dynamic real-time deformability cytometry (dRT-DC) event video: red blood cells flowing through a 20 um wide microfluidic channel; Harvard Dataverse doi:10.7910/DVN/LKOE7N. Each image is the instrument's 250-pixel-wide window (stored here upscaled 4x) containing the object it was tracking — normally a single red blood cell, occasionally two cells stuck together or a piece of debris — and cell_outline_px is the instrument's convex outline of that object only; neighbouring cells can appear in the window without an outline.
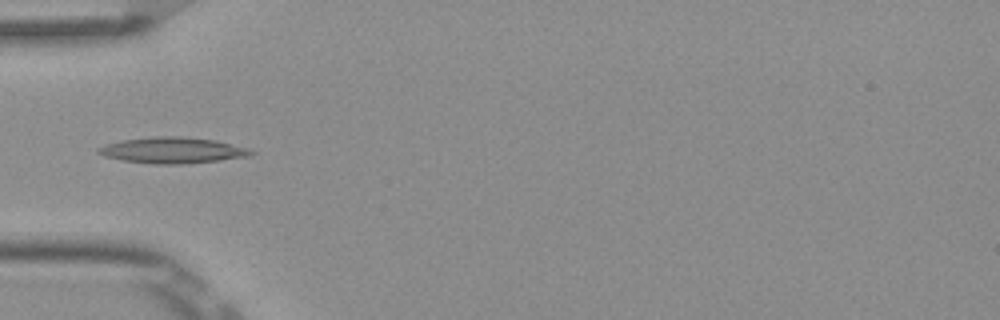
{"species": "Egyptian fruit bat (a non-hibernating species)", "species_latin": "Rousettus aegyptiacus", "temperature_condition": "room temperature", "stored_images_in_passage": 2, "camera_frame_rate_fps": 3000, "um_per_image_px": 0.085, "frame": {"image": 1, "passage_image": 2, "time_ms": 0.333, "image_size_px": [1000, 320], "cell_outline_px": [[256, 152], [252, 156], [220, 160], [180, 164], [156, 164], [124, 160], [104, 156], [96, 152], [96, 148], [104, 144], [120, 140], [156, 136], [180, 136], [216, 140], [248, 148]], "centroid_in_image_um": [14.66, 12.76], "position_along_channel_um": 70.3, "area_um2": 23.24}}